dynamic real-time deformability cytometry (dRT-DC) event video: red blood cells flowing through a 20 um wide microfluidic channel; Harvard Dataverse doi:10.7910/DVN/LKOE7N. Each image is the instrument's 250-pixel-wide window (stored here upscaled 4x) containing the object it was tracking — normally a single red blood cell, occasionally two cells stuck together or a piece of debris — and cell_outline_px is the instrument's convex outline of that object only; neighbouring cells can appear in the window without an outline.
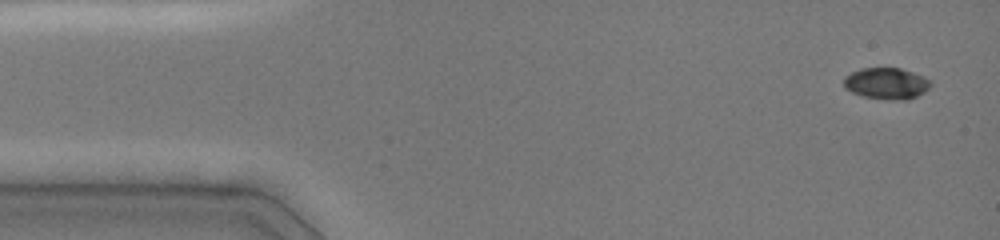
{"species": "common noctule bat (a hibernating species)", "species_latin": "Nyctalus noctula", "temperature_condition": "cold", "stored_images_in_passage": 8, "camera_frame_rate_fps": 3000, "um_per_image_px": 0.085, "animal": {"sex": "female", "body_mass_g": 19.0, "forearm_length_mm": 51.5}, "frame": {"image": 1, "passage_image": 1, "time_ms": 0.0, "image_size_px": [1000, 240], "cell_outline_px": [[932, 84], [924, 92], [908, 100], [892, 100], [864, 96], [852, 92], [844, 88], [844, 76], [860, 68], [900, 68], [924, 76], [932, 80]], "centroid_in_image_um": [75.36, 7.09], "position_along_channel_um": 9.6, "area_um2": 15.95}}
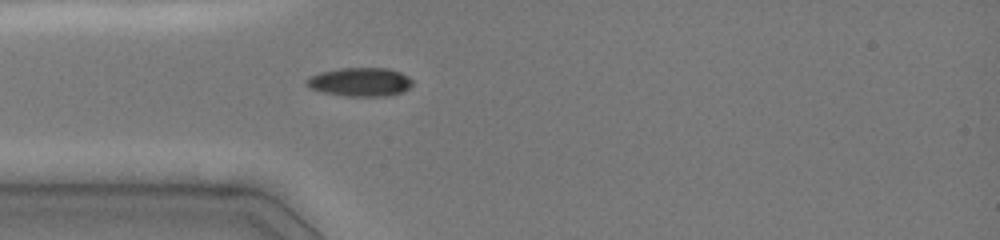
{"frame": {"image": 2, "passage_image": 5, "time_ms": 3.667, "image_size_px": [1000, 240], "cell_outline_px": [[412, 84], [404, 92], [388, 96], [344, 96], [324, 92], [308, 88], [304, 84], [304, 80], [308, 76], [320, 72], [340, 68], [388, 68], [400, 72], [408, 76], [412, 80]], "centroid_in_image_um": [30.57, 6.97], "position_along_channel_um": 54.4, "area_um2": 17.98}}